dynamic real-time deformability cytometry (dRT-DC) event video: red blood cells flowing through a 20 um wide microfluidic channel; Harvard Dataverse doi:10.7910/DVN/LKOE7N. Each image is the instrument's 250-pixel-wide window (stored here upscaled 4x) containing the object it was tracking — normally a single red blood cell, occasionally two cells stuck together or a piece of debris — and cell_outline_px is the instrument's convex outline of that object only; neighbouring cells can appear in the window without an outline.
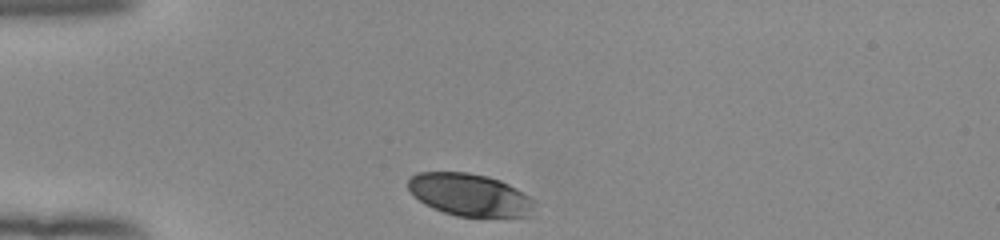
{"species": "human", "species_latin": "Homo sapiens", "temperature_condition": "room temperature", "stored_images_in_passage": 31, "camera_frame_rate_fps": 3000, "um_per_image_px": 0.085, "donor": {"sex": "female"}, "frame": {"image": 1, "passage_image": 1, "time_ms": 0.0, "image_size_px": [1000, 240], "cell_outline_px": [[532, 208], [528, 216], [456, 216], [432, 208], [424, 204], [408, 188], [408, 180], [416, 172], [468, 172], [488, 176], [500, 180], [516, 188], [528, 196], [532, 200]], "centroid_in_image_um": [39.88, 16.54], "position_along_channel_um": 45.1, "area_um2": 30.81}}
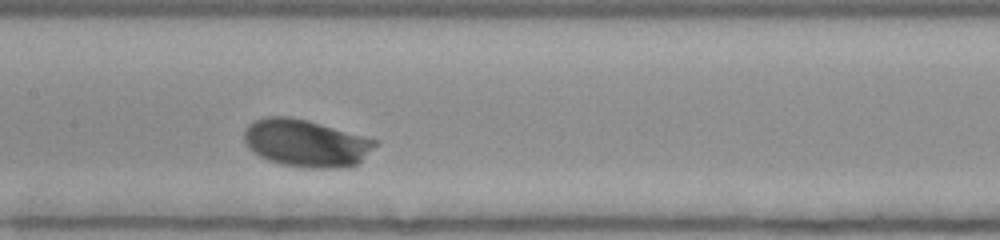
{"frame": {"image": 2, "passage_image": 14, "time_ms": 4.333, "image_size_px": [1000, 240], "cell_outline_px": [[380, 144], [356, 164], [348, 168], [312, 168], [280, 164], [268, 160], [252, 152], [248, 148], [244, 140], [244, 128], [248, 124], [264, 116], [288, 116], [308, 120], [380, 140]], "centroid_in_image_um": [26.03, 12.16], "position_along_channel_um": 181.4, "area_um2": 36.65}}
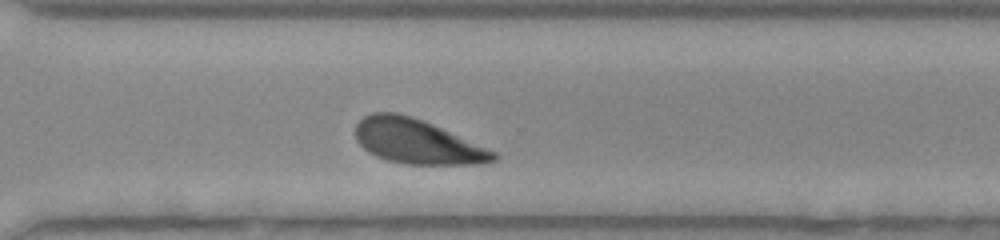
{"frame": {"image": 3, "passage_image": 26, "time_ms": 8.333, "image_size_px": [1000, 240], "cell_outline_px": [[500, 156], [496, 160], [484, 164], [404, 164], [388, 160], [376, 156], [368, 152], [356, 140], [356, 124], [364, 116], [372, 112], [396, 112], [432, 124], [496, 152]], "centroid_in_image_um": [35.45, 12.04], "position_along_channel_um": 335.2, "area_um2": 35.49}, "authors_computed_cell_mechanics": {"area_um2": 34.5066, "velocity_mm_per_s": 3.8422, "shape_relaxation_time_tau1_ms": 1.5226, "shape_relaxation_time_tau2_ms": 4.3286, "deformation_change_tau1": 0.119, "deformation_change_tau2": 0.1214}}